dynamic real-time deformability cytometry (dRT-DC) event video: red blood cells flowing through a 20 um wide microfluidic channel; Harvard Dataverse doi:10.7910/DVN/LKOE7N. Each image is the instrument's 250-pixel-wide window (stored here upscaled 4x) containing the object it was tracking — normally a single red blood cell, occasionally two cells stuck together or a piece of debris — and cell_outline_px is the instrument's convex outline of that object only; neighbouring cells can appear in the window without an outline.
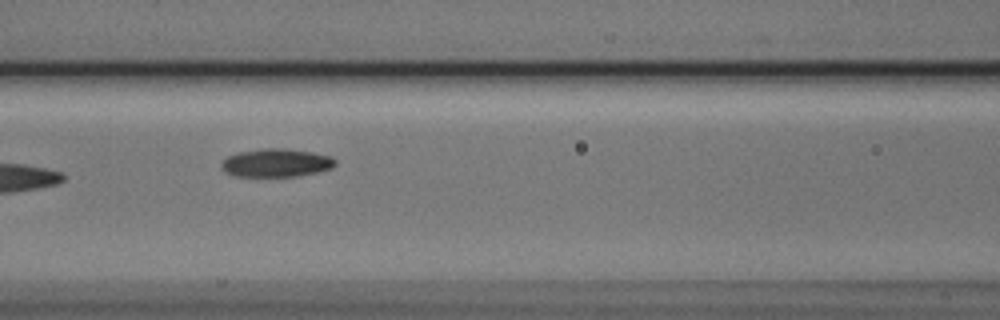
{"species": "Egyptian fruit bat (a non-hibernating species)", "species_latin": "Rousettus aegyptiacus", "temperature_condition": "cold", "stored_images_in_passage": 9, "camera_frame_rate_fps": 3000, "um_per_image_px": 0.085, "animal": {"sex": "male"}, "frame": {"image": 1, "passage_image": 8, "time_ms": 2.333, "image_size_px": [1000, 320], "cell_outline_px": [[336, 164], [332, 168], [316, 172], [296, 176], [236, 176], [224, 172], [220, 168], [220, 164], [228, 156], [240, 152], [264, 148], [284, 148], [332, 156], [336, 160]], "centroid_in_image_um": [23.46, 13.84], "position_along_channel_um": 143.1, "area_um2": 18.61}}
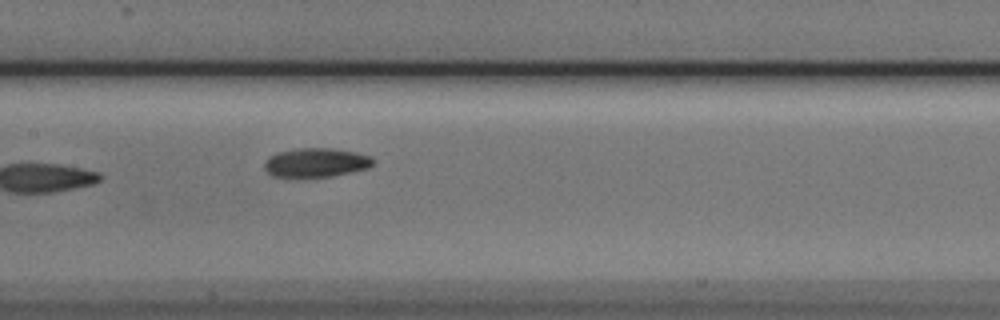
{"frame": {"image": 2, "passage_image": 9, "time_ms": 2.667, "image_size_px": [1000, 320], "cell_outline_px": [[372, 164], [368, 168], [332, 176], [296, 180], [292, 180], [272, 176], [264, 168], [264, 164], [268, 156], [276, 152], [300, 148], [332, 148], [356, 152], [368, 156], [372, 160]], "centroid_in_image_um": [26.75, 13.86], "position_along_channel_um": 180.7, "area_um2": 19.02}}